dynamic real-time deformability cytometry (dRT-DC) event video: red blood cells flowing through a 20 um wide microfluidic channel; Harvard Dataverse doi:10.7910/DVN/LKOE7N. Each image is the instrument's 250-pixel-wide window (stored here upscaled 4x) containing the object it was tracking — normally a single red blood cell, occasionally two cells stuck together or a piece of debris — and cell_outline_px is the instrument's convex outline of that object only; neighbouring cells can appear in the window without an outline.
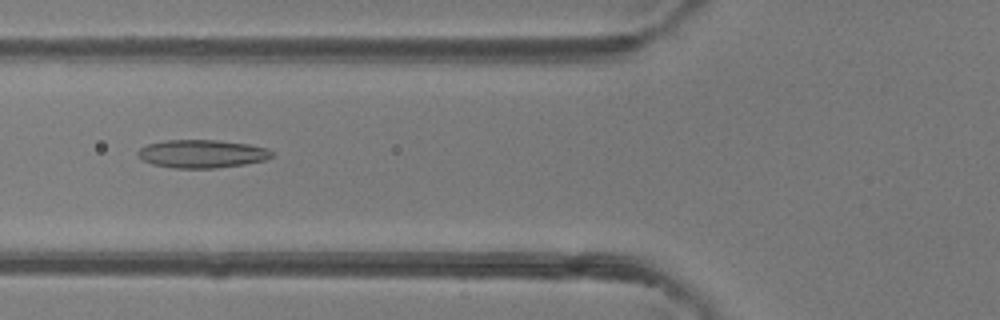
{"species": "common noctule bat (a hibernating species)", "species_latin": "Nyctalus noctula", "temperature_condition": "room temperature", "stored_images_in_passage": 49, "camera_frame_rate_fps": 3000, "um_per_image_px": 0.085, "animal": {"sex": "female"}, "frame": {"image": 1, "passage_image": 19, "time_ms": 6.0, "image_size_px": [1000, 320], "cell_outline_px": [[272, 156], [268, 160], [244, 164], [216, 168], [176, 168], [152, 164], [144, 160], [136, 152], [140, 148], [148, 144], [168, 140], [216, 140], [248, 144], [268, 148], [272, 152]], "centroid_in_image_um": [17.2, 13.07], "position_along_channel_um": 108.6, "area_um2": 21.85}}
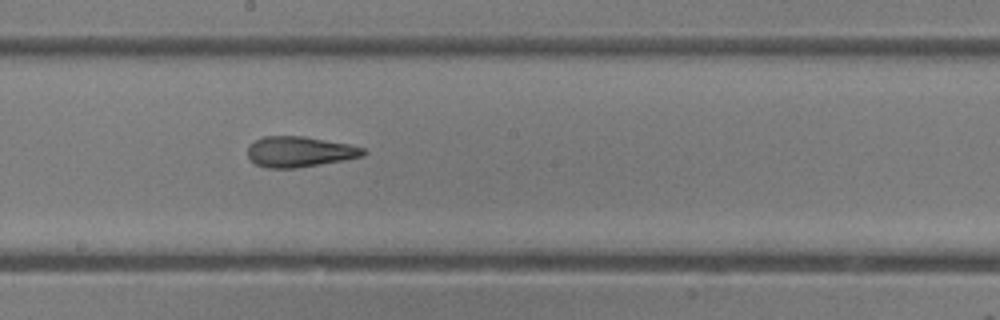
{"frame": {"image": 2, "passage_image": 27, "time_ms": 8.667, "image_size_px": [1000, 320], "cell_outline_px": [[368, 152], [364, 156], [344, 160], [296, 168], [268, 168], [256, 164], [248, 156], [248, 144], [264, 136], [304, 136], [352, 144], [364, 148]], "centroid_in_image_um": [25.5, 12.89], "position_along_channel_um": 222.7, "area_um2": 20.75}}
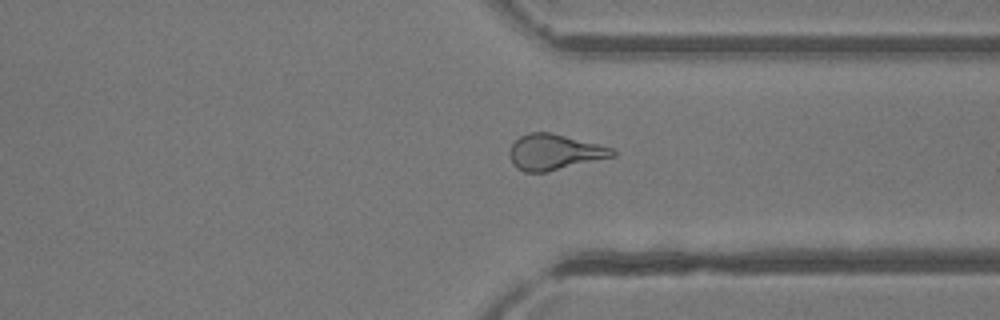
{"frame": {"image": 3, "passage_image": 37, "time_ms": 12.0, "image_size_px": [1000, 320], "cell_outline_px": [[616, 156], [544, 172], [524, 172], [516, 168], [512, 164], [508, 152], [512, 144], [520, 136], [528, 132], [552, 132], [600, 144], [612, 148], [616, 152]], "centroid_in_image_um": [47.11, 12.91], "position_along_channel_um": 364.3, "area_um2": 21.5}, "authors_computed_cell_mechanics": {"area_um2": 21.964, "velocity_mm_per_s": 4.2525, "shape_relaxation_time_tau1_ms": null, "shape_relaxation_time_tau2_ms": 2.2134, "deformation_change_tau1": null, "deformation_change_tau2": 0.121}}